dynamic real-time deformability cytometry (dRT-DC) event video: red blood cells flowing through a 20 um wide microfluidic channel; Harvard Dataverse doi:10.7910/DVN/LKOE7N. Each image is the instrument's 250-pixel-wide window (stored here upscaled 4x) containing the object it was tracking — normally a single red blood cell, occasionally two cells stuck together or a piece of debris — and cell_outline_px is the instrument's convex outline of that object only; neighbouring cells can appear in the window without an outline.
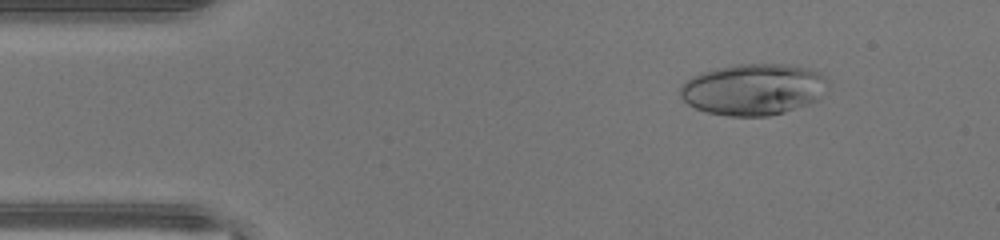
{"species": "human", "species_latin": "Homo sapiens", "temperature_condition": "warm", "stored_images_in_passage": 45, "camera_frame_rate_fps": 3000, "um_per_image_px": 0.085, "donor": {"sex": "male"}, "frame": {"image": 1, "passage_image": 6, "time_ms": 1.667, "image_size_px": [1000, 240], "cell_outline_px": [[828, 84], [820, 100], [784, 112], [768, 116], [728, 116], [708, 112], [696, 108], [688, 104], [680, 96], [680, 88], [684, 80], [700, 72], [716, 68], [740, 64], [784, 64], [808, 68], [820, 72], [828, 76]], "centroid_in_image_um": [64.06, 7.59], "position_along_channel_um": 20.9, "area_um2": 44.62}}
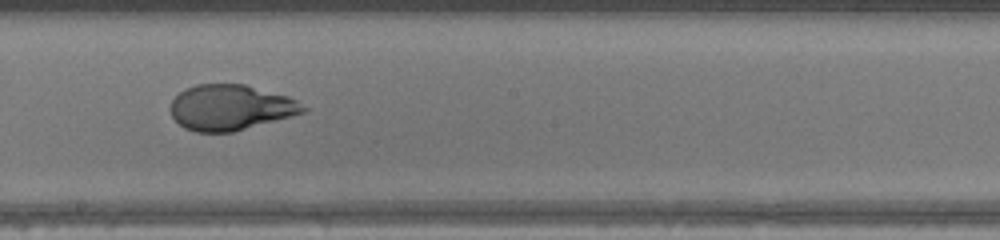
{"frame": {"image": 2, "passage_image": 25, "time_ms": 8.0, "image_size_px": [1000, 240], "cell_outline_px": [[308, 108], [304, 112], [232, 132], [196, 132], [184, 128], [172, 116], [172, 100], [184, 88], [196, 84], [244, 84], [288, 96], [296, 100]], "centroid_in_image_um": [19.58, 9.13], "position_along_channel_um": 228.6, "area_um2": 34.8}}
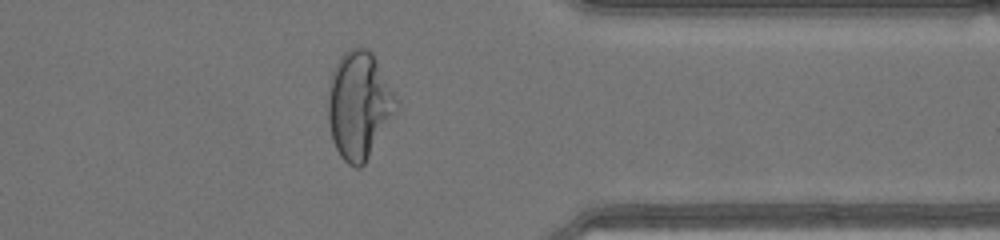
{"frame": {"image": 3, "passage_image": 36, "time_ms": 11.667, "image_size_px": [1000, 240], "cell_outline_px": [[400, 104], [364, 164], [360, 168], [356, 168], [348, 164], [340, 156], [332, 140], [328, 120], [328, 88], [332, 72], [340, 56], [348, 48], [368, 48], [372, 52], [400, 100]], "centroid_in_image_um": [30.53, 8.92], "position_along_channel_um": 380.9, "area_um2": 42.89}, "authors_computed_cell_mechanics": {"area_um2": 40.2866, "velocity_mm_per_s": 4.5148, "shape_relaxation_time_tau1_ms": 5.6407, "shape_relaxation_time_tau2_ms": null, "deformation_change_tau1": 0.2838, "deformation_change_tau2": null}}